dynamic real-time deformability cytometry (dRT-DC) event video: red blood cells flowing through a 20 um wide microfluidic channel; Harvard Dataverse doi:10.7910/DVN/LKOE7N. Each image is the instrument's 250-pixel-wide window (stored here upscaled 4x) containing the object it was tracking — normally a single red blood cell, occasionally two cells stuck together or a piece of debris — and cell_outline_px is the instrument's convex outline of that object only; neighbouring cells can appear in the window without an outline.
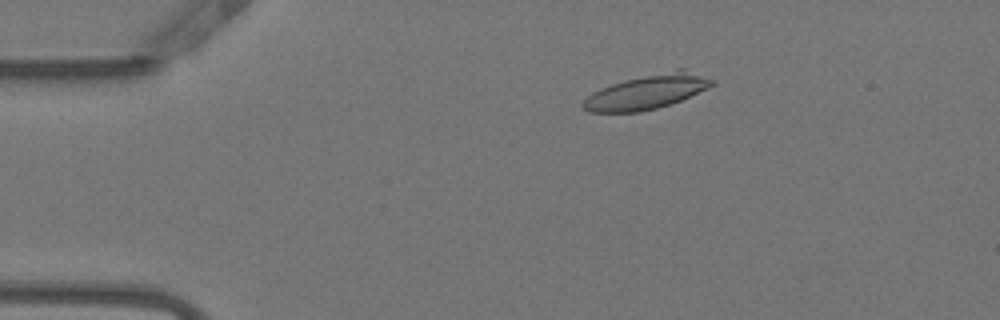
{"species": "Egyptian fruit bat (a non-hibernating species)", "species_latin": "Rousettus aegyptiacus", "temperature_condition": "warm", "stored_images_in_passage": 12, "camera_frame_rate_fps": 3000, "um_per_image_px": 0.085, "animal": {"sex": "female"}, "frame": {"image": 1, "passage_image": 3, "time_ms": 0.667, "image_size_px": [1000, 320], "cell_outline_px": [[716, 84], [708, 88], [680, 100], [656, 108], [640, 112], [588, 112], [580, 104], [592, 92], [600, 88], [624, 80], [676, 68], [684, 68], [716, 80]], "centroid_in_image_um": [55.02, 7.79], "position_along_channel_um": 30.0, "area_um2": 25.95}}
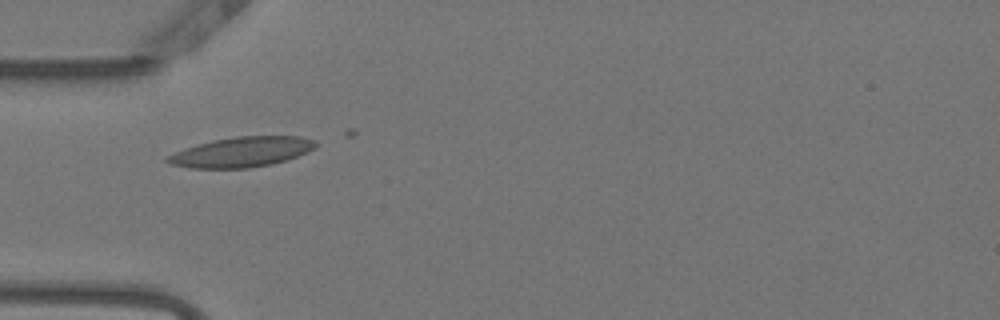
{"frame": {"image": 2, "passage_image": 10, "time_ms": 3.0, "image_size_px": [1000, 320], "cell_outline_px": [[316, 148], [296, 156], [272, 164], [248, 168], [188, 168], [172, 164], [164, 160], [164, 156], [184, 148], [212, 140], [236, 136], [300, 136], [316, 140]], "centroid_in_image_um": [20.5, 12.91], "position_along_channel_um": 64.5, "area_um2": 26.01}}